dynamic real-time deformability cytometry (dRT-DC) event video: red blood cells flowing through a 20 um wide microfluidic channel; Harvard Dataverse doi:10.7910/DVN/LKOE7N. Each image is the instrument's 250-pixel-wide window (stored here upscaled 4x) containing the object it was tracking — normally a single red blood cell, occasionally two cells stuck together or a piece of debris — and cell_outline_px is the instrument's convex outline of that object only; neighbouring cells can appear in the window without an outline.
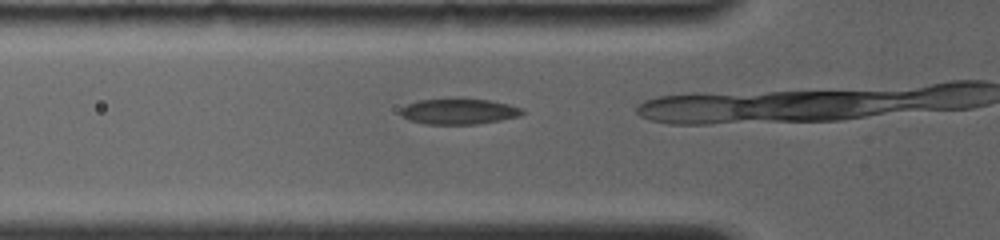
{"species": "common noctule bat (a hibernating species)", "species_latin": "Nyctalus noctula", "temperature_condition": "room temperature", "stored_images_in_passage": 4, "camera_frame_rate_fps": 4000, "um_per_image_px": 0.085, "animal": {"sex": "female", "body_mass_g": 19.0, "forearm_length_mm": 56.7}, "frame": {"image": 1, "passage_image": 2, "time_ms": 0.5, "image_size_px": [1000, 240], "cell_outline_px": [[524, 112], [516, 116], [500, 120], [476, 124], [424, 124], [408, 120], [400, 112], [400, 108], [416, 100], [456, 96], [488, 100], [508, 104], [520, 108]], "centroid_in_image_um": [38.92, 9.43], "position_along_channel_um": 86.9, "area_um2": 18.67}}